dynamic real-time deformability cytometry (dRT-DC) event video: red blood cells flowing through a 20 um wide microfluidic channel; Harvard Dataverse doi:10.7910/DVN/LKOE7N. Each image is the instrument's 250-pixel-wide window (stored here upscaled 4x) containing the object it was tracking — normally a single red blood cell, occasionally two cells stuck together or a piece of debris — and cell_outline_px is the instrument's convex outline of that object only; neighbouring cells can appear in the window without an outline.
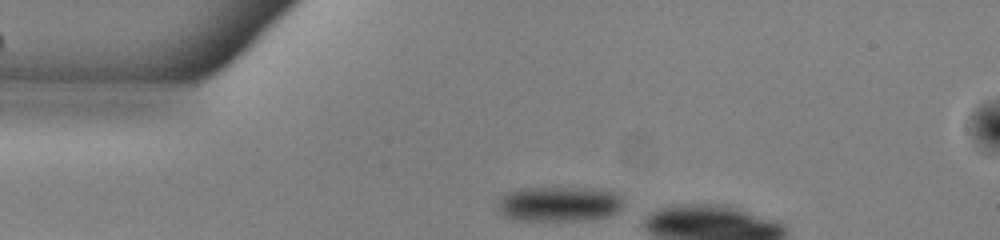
{"species": "common noctule bat (a hibernating species)", "species_latin": "Nyctalus noctula", "temperature_condition": "warm", "stored_images_in_passage": 12, "camera_frame_rate_fps": 3000, "um_per_image_px": 0.085, "animal": {"sex": "male", "body_mass_g": 13.0, "forearm_length_mm": 53.1}, "frame": {"image": 1, "passage_image": 1, "time_ms": 0.0, "image_size_px": [1000, 240], "cell_outline_px": [[624, 204], [616, 212], [608, 216], [592, 220], [512, 220], [496, 212], [496, 204], [508, 192], [516, 188], [592, 188], [616, 192], [624, 200]], "centroid_in_image_um": [47.5, 17.34], "position_along_channel_um": 37.5, "area_um2": 26.07}}
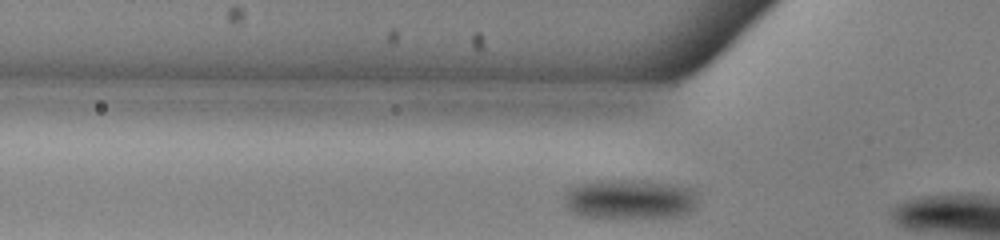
{"frame": {"image": 2, "passage_image": 6, "time_ms": 1.667, "image_size_px": [1000, 240], "cell_outline_px": [[696, 204], [688, 212], [680, 216], [580, 216], [572, 212], [564, 204], [564, 192], [568, 188], [576, 184], [596, 180], [640, 180], [672, 184], [692, 188], [696, 192]], "centroid_in_image_um": [53.48, 16.89], "position_along_channel_um": 72.3, "area_um2": 30.63}}
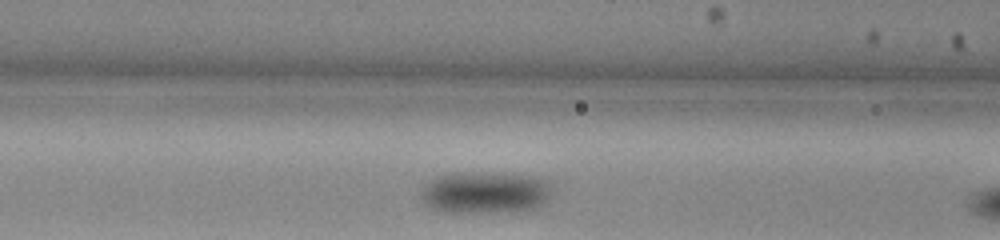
{"frame": {"image": 3, "passage_image": 10, "time_ms": 3.0, "image_size_px": [1000, 240], "cell_outline_px": [[548, 196], [536, 208], [488, 212], [444, 212], [432, 208], [424, 200], [424, 192], [428, 184], [436, 176], [452, 172], [484, 172], [532, 176], [548, 180]], "centroid_in_image_um": [41.22, 16.34], "position_along_channel_um": 125.4, "area_um2": 31.1}}